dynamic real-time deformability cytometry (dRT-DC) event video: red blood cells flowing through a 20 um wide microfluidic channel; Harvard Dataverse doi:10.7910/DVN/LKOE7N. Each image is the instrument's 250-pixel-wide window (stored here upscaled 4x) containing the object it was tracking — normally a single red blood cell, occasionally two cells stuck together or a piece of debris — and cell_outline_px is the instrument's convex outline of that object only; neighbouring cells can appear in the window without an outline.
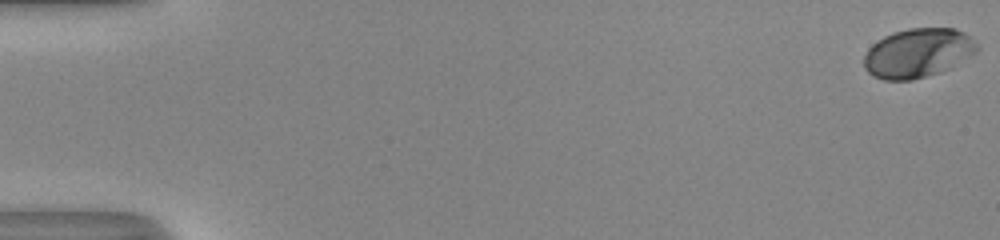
{"species": "human", "species_latin": "Homo sapiens", "temperature_condition": "room temperature", "stored_images_in_passage": 54, "camera_frame_rate_fps": 3000, "um_per_image_px": 0.085, "donor": {"sex": "male"}, "frame": {"image": 1, "passage_image": 1, "time_ms": 0.0, "image_size_px": [1000, 240], "cell_outline_px": [[980, 48], [976, 52], [952, 68], [940, 72], [912, 80], [884, 80], [872, 76], [864, 68], [864, 56], [868, 48], [872, 44], [884, 36], [892, 32], [908, 28], [956, 28], [964, 32]], "centroid_in_image_um": [78.0, 4.51], "position_along_channel_um": 7.0, "area_um2": 32.6}}
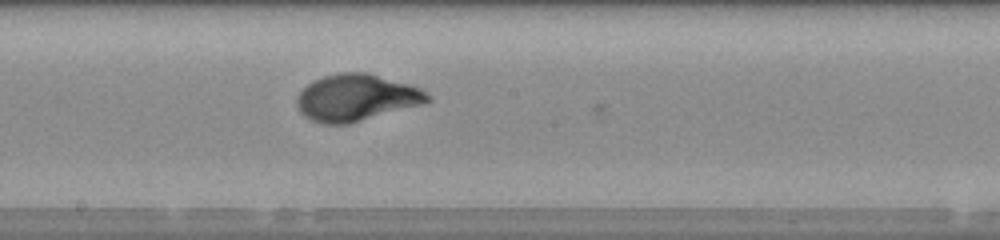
{"frame": {"image": 2, "passage_image": 31, "time_ms": 10.0, "image_size_px": [1000, 240], "cell_outline_px": [[432, 100], [424, 104], [348, 124], [320, 124], [304, 116], [300, 112], [296, 104], [296, 96], [308, 84], [324, 76], [340, 72], [368, 72], [408, 84], [420, 88], [432, 96]], "centroid_in_image_um": [30.3, 8.31], "position_along_channel_um": 217.9, "area_um2": 35.72}}
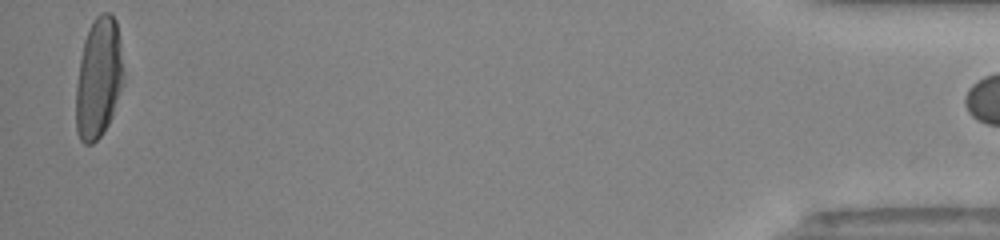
{"frame": {"image": 3, "passage_image": 53, "time_ms": 17.333, "image_size_px": [1000, 240], "cell_outline_px": [[124, 84], [112, 116], [108, 124], [100, 136], [92, 144], [84, 144], [80, 140], [76, 132], [76, 84], [80, 60], [84, 40], [88, 28], [92, 20], [100, 12], [108, 12], [116, 20], [120, 40], [124, 72]], "centroid_in_image_um": [8.39, 6.63], "position_along_channel_um": 426.8, "area_um2": 33.87}}